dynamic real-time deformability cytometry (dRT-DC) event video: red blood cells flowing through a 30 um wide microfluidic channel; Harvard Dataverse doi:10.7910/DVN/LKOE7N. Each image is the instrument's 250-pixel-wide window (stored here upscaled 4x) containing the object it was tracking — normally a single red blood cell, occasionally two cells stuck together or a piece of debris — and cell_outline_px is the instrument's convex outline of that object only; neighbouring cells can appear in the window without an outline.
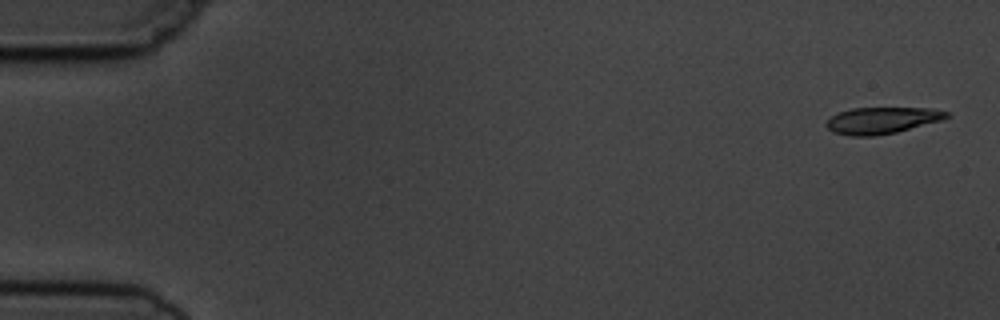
{"species": "common noctule bat (a hibernating species)", "species_latin": "Nyctalus noctula", "temperature_condition": "cold", "stored_images_in_passage": 6, "segment_of_instrument_passage": [1, 2], "camera_frame_rate_fps": 3000, "um_per_image_px": 0.085, "animal": {"sex": "male", "body_mass_g": 19.5, "forearm_length_mm": 54.6}, "frame": {"image": 1, "passage_image": 1, "time_ms": 0.0, "image_size_px": [1000, 320], "cell_outline_px": [[952, 116], [944, 120], [896, 132], [876, 136], [852, 136], [832, 132], [824, 124], [832, 116], [840, 112], [852, 108], [932, 108], [948, 112]], "centroid_in_image_um": [75.01, 10.23], "position_along_channel_um": 10.0, "area_um2": 18.73}}